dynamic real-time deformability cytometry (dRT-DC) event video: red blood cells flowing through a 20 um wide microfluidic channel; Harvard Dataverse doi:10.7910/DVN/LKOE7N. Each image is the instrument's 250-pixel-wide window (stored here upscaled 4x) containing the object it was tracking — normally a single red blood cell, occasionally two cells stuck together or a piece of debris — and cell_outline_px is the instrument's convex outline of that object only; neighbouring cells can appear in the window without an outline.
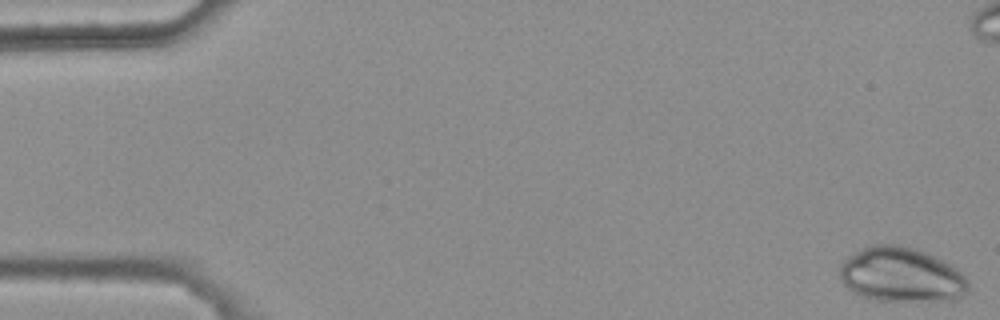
{"species": "common noctule bat (a hibernating species)", "species_latin": "Nyctalus noctula", "temperature_condition": "warm", "stored_images_in_passage": 47, "camera_frame_rate_fps": 3000, "um_per_image_px": 0.085, "animal": {"sex": "female", "body_mass_g": 25.1}, "frame": {"image": 1, "passage_image": 1, "time_ms": 0.0, "image_size_px": [1000, 320], "cell_outline_px": [[968, 288], [956, 300], [876, 300], [852, 292], [840, 280], [840, 264], [848, 256], [872, 244], [900, 244], [916, 248], [956, 268], [968, 280]], "centroid_in_image_um": [76.58, 23.35], "position_along_channel_um": 8.4, "area_um2": 40.52}}
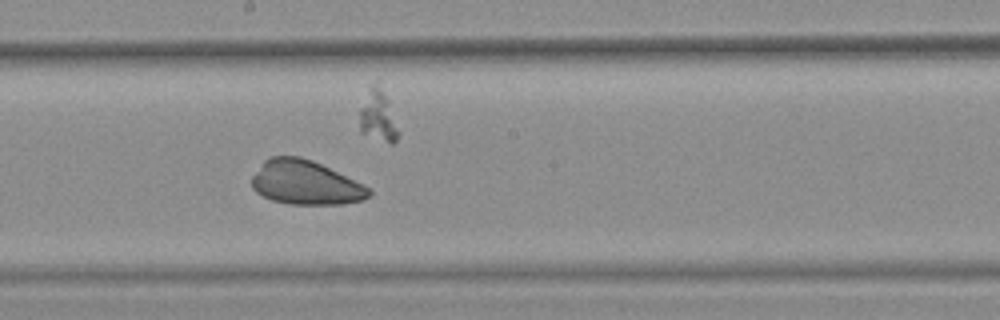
{"frame": {"image": 2, "passage_image": 30, "time_ms": 9.667, "image_size_px": [1000, 320], "cell_outline_px": [[372, 192], [364, 200], [344, 204], [288, 204], [272, 200], [256, 192], [252, 188], [252, 176], [264, 160], [272, 156], [300, 156], [312, 160], [364, 184]], "centroid_in_image_um": [25.96, 15.53], "position_along_channel_um": 222.2, "area_um2": 30.11}}
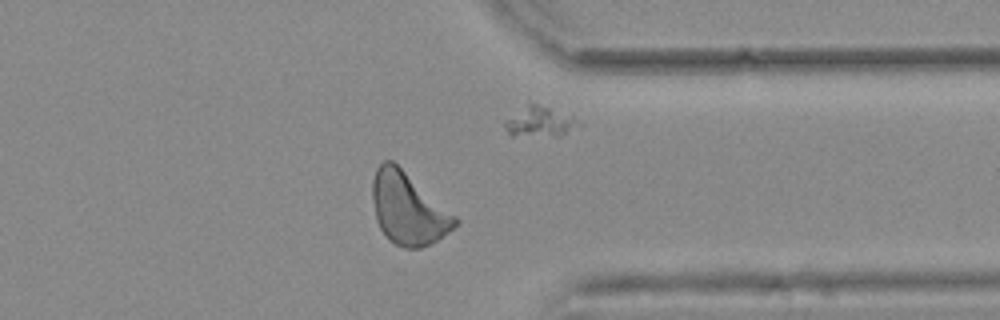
{"frame": {"image": 3, "passage_image": 43, "time_ms": 14.0, "image_size_px": [1000, 320], "cell_outline_px": [[460, 224], [436, 240], [420, 248], [404, 248], [388, 240], [380, 228], [376, 220], [372, 200], [372, 180], [376, 168], [384, 160], [392, 160], [456, 216], [460, 220]], "centroid_in_image_um": [34.67, 17.74], "position_along_channel_um": 376.7, "area_um2": 34.39}}